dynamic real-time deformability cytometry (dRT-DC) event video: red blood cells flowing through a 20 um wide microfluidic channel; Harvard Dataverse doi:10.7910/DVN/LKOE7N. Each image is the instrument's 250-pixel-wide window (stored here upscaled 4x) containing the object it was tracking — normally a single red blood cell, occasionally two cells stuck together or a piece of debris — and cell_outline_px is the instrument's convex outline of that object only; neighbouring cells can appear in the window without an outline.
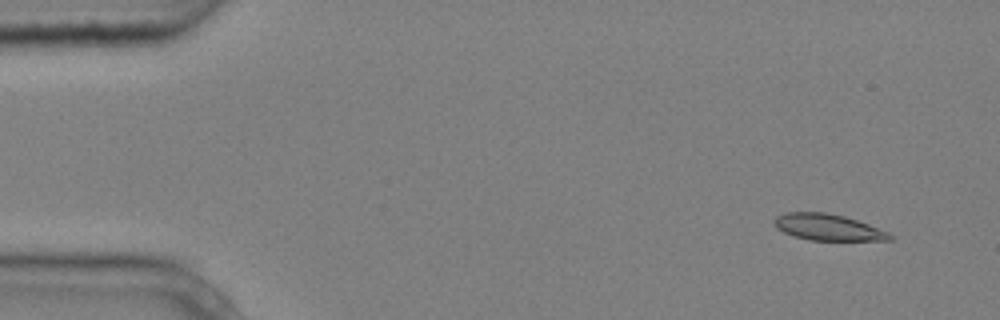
{"species": "common noctule bat (a hibernating species)", "species_latin": "Nyctalus noctula", "temperature_condition": "cold", "stored_images_in_passage": 5, "camera_frame_rate_fps": 3000, "um_per_image_px": 0.085, "animal": {"sex": "male", "body_mass_g": 20.4}, "frame": {"image": 1, "passage_image": 1, "time_ms": 0.0, "image_size_px": [1000, 320], "cell_outline_px": [[892, 240], [808, 240], [792, 236], [776, 228], [772, 220], [776, 216], [784, 212], [824, 212], [844, 216], [868, 224], [888, 232], [892, 236]], "centroid_in_image_um": [70.31, 19.31], "position_along_channel_um": 14.7, "area_um2": 17.74}}
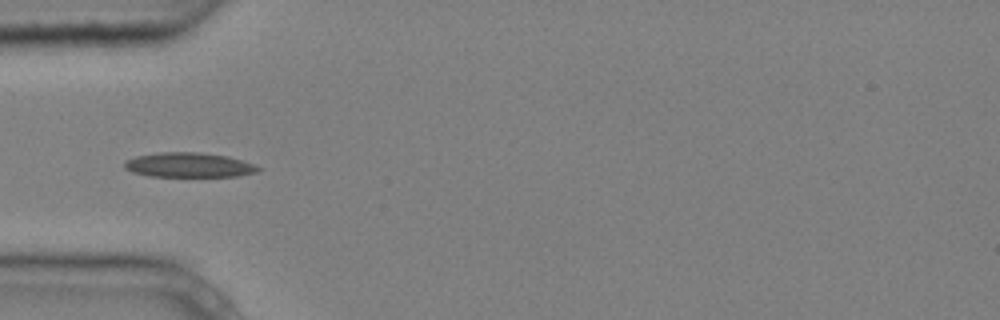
{"frame": {"image": 2, "passage_image": 4, "time_ms": 1.0, "image_size_px": [1000, 320], "cell_outline_px": [[264, 168], [256, 172], [236, 176], [148, 176], [132, 172], [124, 168], [124, 160], [136, 156], [160, 152], [200, 152], [228, 156]], "centroid_in_image_um": [16.02, 14.02], "position_along_channel_um": 69.0, "area_um2": 19.19}}
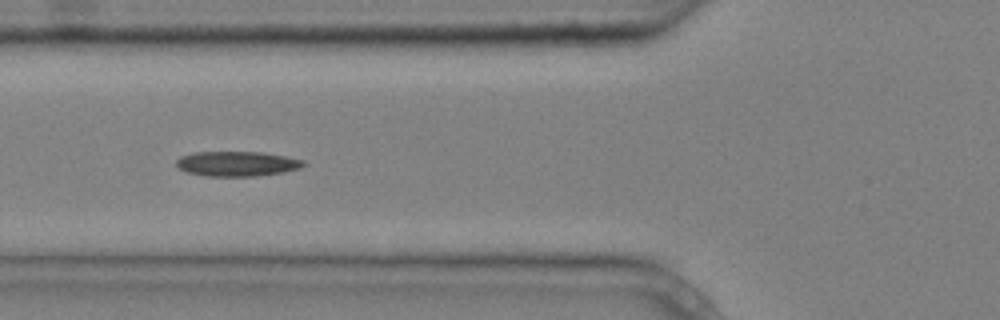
{"frame": {"image": 3, "passage_image": 5, "time_ms": 1.333, "image_size_px": [1000, 320], "cell_outline_px": [[308, 164], [300, 168], [284, 172], [256, 176], [208, 176], [184, 172], [176, 164], [176, 160], [180, 156], [192, 152], [264, 152], [304, 160]], "centroid_in_image_um": [20.15, 13.91], "position_along_channel_um": 105.6, "area_um2": 18.61}}